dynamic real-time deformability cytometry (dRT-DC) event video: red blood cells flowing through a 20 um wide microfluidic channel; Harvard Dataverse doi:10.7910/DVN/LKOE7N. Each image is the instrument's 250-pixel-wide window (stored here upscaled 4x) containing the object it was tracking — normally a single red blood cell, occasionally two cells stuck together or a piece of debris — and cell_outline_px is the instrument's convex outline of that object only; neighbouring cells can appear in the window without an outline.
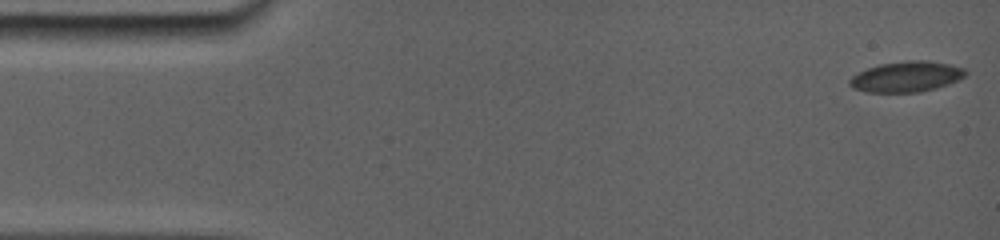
{"species": "common noctule bat (a hibernating species)", "species_latin": "Nyctalus noctula", "temperature_condition": "room temperature", "stored_images_in_passage": 9, "camera_frame_rate_fps": 5000, "um_per_image_px": 0.085, "animal": {"sex": "female", "body_mass_g": 19.0, "forearm_length_mm": 56.7}, "frame": {"image": 1, "passage_image": 1, "time_ms": 0.0, "image_size_px": [1000, 240], "cell_outline_px": [[968, 72], [960, 80], [936, 88], [920, 92], [864, 92], [852, 88], [848, 84], [848, 80], [852, 76], [868, 68], [880, 64], [908, 60], [928, 60], [948, 64], [964, 68]], "centroid_in_image_um": [77.04, 6.52], "position_along_channel_um": 8.0, "area_um2": 20.75}}